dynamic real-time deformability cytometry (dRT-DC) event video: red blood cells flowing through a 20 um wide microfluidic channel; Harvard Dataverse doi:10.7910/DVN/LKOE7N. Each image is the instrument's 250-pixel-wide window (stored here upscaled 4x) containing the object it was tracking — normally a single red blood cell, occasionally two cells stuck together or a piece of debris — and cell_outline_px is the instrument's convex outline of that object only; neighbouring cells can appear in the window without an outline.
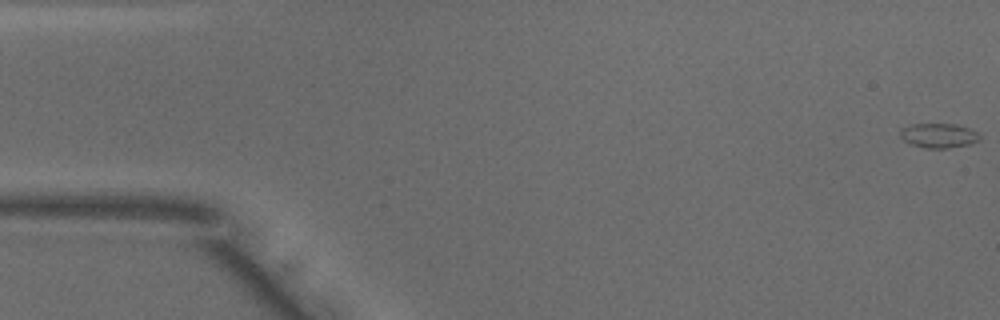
{"species": "common noctule bat (a hibernating species)", "species_latin": "Nyctalus noctula", "temperature_condition": "warm", "stored_images_in_passage": 36, "camera_frame_rate_fps": 3000, "um_per_image_px": 0.085, "animal": {"sex": "male", "body_mass_g": 18.8}, "frame": {"image": 1, "passage_image": 1, "time_ms": 0.0, "image_size_px": [1000, 320], "cell_outline_px": [[980, 140], [968, 144], [944, 148], [928, 148], [912, 144], [904, 140], [900, 136], [900, 128], [912, 124], [956, 124], [968, 128], [976, 132], [980, 136]], "centroid_in_image_um": [79.77, 11.51], "position_along_channel_um": 5.2, "area_um2": 11.16}}